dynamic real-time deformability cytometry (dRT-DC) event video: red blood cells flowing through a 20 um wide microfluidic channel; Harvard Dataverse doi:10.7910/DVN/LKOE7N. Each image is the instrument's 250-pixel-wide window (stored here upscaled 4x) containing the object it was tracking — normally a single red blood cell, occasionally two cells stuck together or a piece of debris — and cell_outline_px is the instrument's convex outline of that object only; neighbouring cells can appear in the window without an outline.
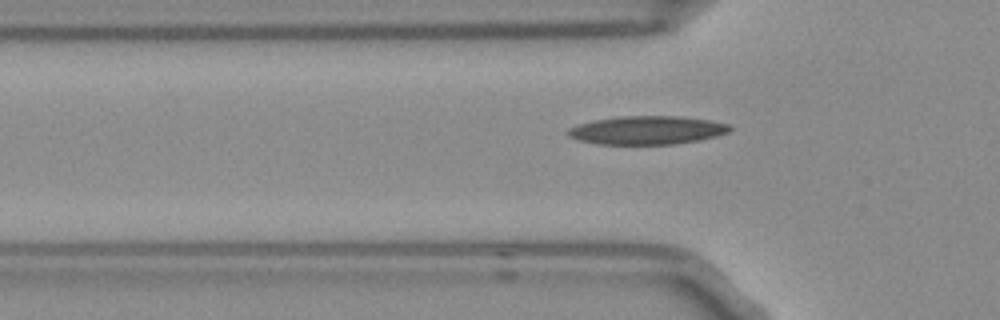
{"species": "Egyptian fruit bat (a non-hibernating species)", "species_latin": "Rousettus aegyptiacus", "temperature_condition": "room temperature", "stored_images_in_passage": 35, "camera_frame_rate_fps": 3000, "um_per_image_px": 0.085, "frame": {"image": 1, "passage_image": 8, "time_ms": 2.333, "image_size_px": [1000, 320], "cell_outline_px": [[732, 128], [728, 132], [716, 136], [700, 140], [676, 144], [600, 144], [580, 140], [568, 136], [564, 132], [568, 128], [592, 120], [616, 116], [680, 116], [708, 120], [728, 124]], "centroid_in_image_um": [54.97, 11.06], "position_along_channel_um": 70.8, "area_um2": 26.88}}
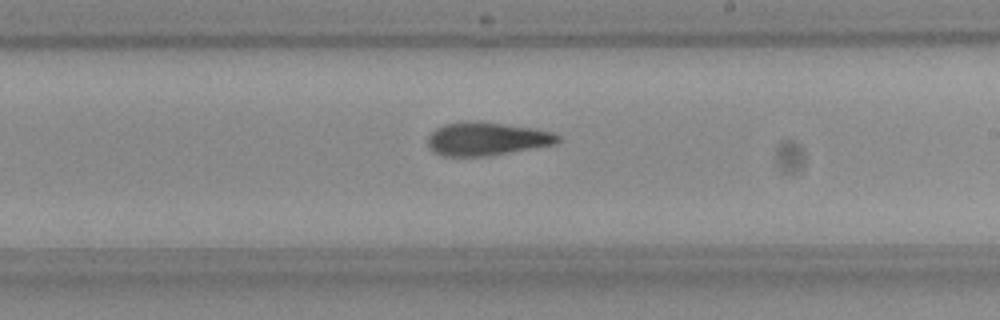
{"frame": {"image": 2, "passage_image": 22, "time_ms": 7.0, "image_size_px": [1000, 320], "cell_outline_px": [[560, 140], [556, 144], [484, 156], [440, 156], [432, 152], [428, 148], [428, 136], [436, 128], [444, 124], [464, 120], [476, 120], [536, 128], [552, 132], [560, 136]], "centroid_in_image_um": [41.33, 11.78], "position_along_channel_um": 247.7, "area_um2": 25.49}}
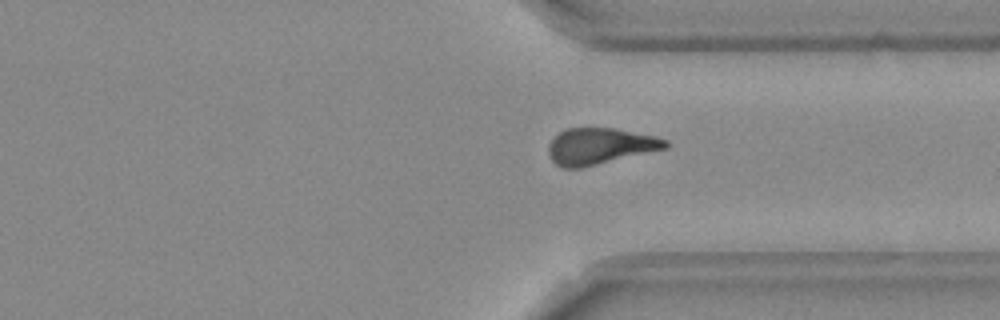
{"frame": {"image": 3, "passage_image": 31, "time_ms": 10.0, "image_size_px": [1000, 320], "cell_outline_px": [[668, 148], [580, 168], [564, 168], [556, 164], [552, 160], [548, 152], [548, 144], [564, 128], [616, 128], [656, 136], [668, 140]], "centroid_in_image_um": [51.01, 12.41], "position_along_channel_um": 360.4, "area_um2": 24.74}}